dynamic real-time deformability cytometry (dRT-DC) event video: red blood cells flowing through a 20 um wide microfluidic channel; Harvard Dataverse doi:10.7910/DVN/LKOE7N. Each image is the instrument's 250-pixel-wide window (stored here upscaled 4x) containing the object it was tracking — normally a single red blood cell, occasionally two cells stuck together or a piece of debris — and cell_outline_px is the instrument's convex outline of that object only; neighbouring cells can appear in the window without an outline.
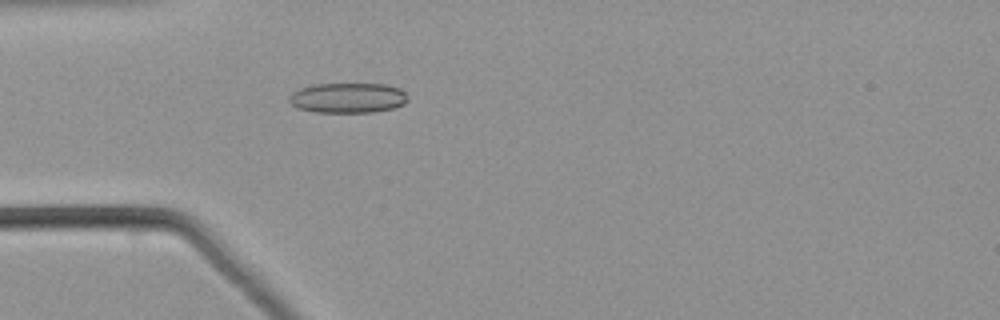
{"species": "common noctule bat (a hibernating species)", "species_latin": "Nyctalus noctula", "temperature_condition": "warm", "stored_images_in_passage": 37, "camera_frame_rate_fps": 3000, "um_per_image_px": 0.085, "animal": {"sex": "male", "body_mass_g": 21.5, "forearm_length_mm": 52.0}, "frame": {"image": 1, "passage_image": 1, "time_ms": 0.0, "image_size_px": [1000, 320], "cell_outline_px": [[408, 100], [404, 104], [392, 108], [372, 112], [316, 112], [296, 108], [288, 100], [288, 96], [292, 92], [300, 88], [316, 84], [384, 84], [400, 88], [408, 96]], "centroid_in_image_um": [29.55, 8.32], "position_along_channel_um": 55.4, "area_um2": 20.87}}
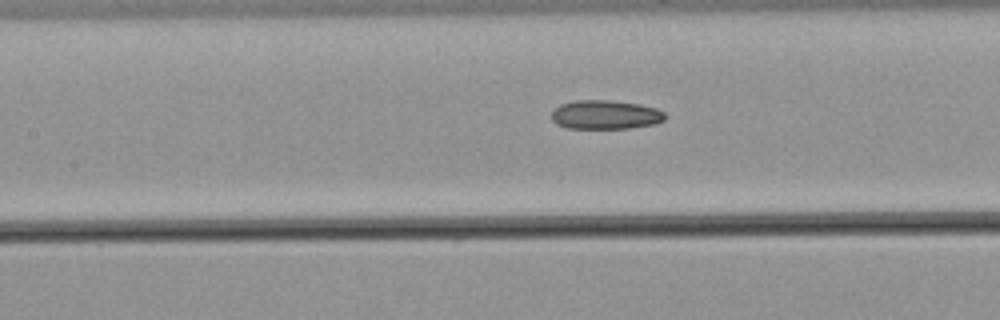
{"frame": {"image": 2, "passage_image": 9, "time_ms": 2.667, "image_size_px": [1000, 320], "cell_outline_px": [[664, 120], [656, 124], [628, 128], [568, 128], [556, 124], [552, 120], [552, 108], [560, 104], [576, 100], [612, 100], [640, 104], [656, 108], [664, 112]], "centroid_in_image_um": [51.43, 9.74], "position_along_channel_um": 156.0, "area_um2": 19.31}}
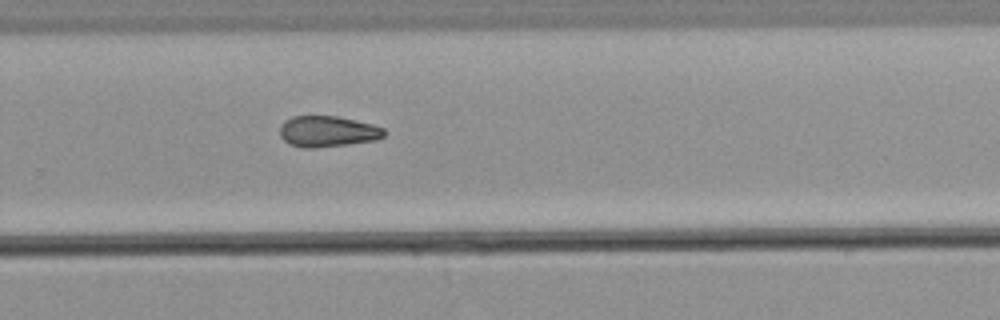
{"frame": {"image": 3, "passage_image": 20, "time_ms": 6.333, "image_size_px": [1000, 320], "cell_outline_px": [[388, 132], [384, 136], [376, 140], [348, 144], [312, 148], [304, 148], [288, 144], [280, 136], [280, 128], [284, 120], [292, 116], [336, 116], [372, 124], [384, 128]], "centroid_in_image_um": [27.85, 11.17], "position_along_channel_um": 302.0, "area_um2": 18.9}}